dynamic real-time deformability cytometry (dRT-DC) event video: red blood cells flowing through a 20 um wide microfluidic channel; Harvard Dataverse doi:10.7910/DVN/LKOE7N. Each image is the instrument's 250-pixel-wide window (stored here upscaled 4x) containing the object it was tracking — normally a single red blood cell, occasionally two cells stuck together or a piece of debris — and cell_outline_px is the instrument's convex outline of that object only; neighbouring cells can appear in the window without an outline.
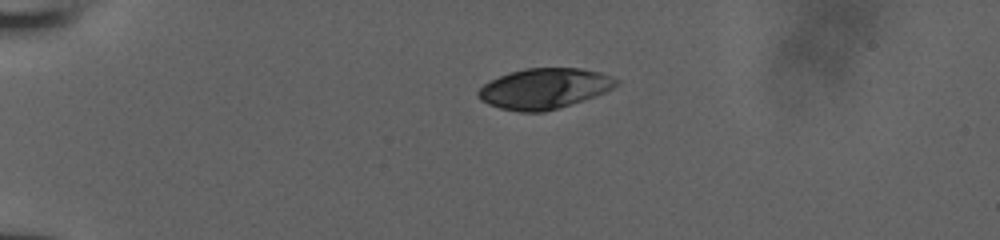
{"species": "human", "species_latin": "Homo sapiens", "temperature_condition": "room temperature", "stored_images_in_passage": 39, "camera_frame_rate_fps": 3000, "um_per_image_px": 0.085, "donor": {"sex": "male"}, "frame": {"image": 1, "passage_image": 1, "time_ms": 0.0, "image_size_px": [1000, 240], "cell_outline_px": [[620, 84], [604, 92], [560, 108], [544, 112], [520, 112], [500, 108], [488, 104], [480, 100], [476, 96], [476, 92], [484, 84], [500, 76], [524, 68], [580, 68], [600, 72], [620, 80]], "centroid_in_image_um": [46.26, 7.53], "position_along_channel_um": 38.7, "area_um2": 32.48}}
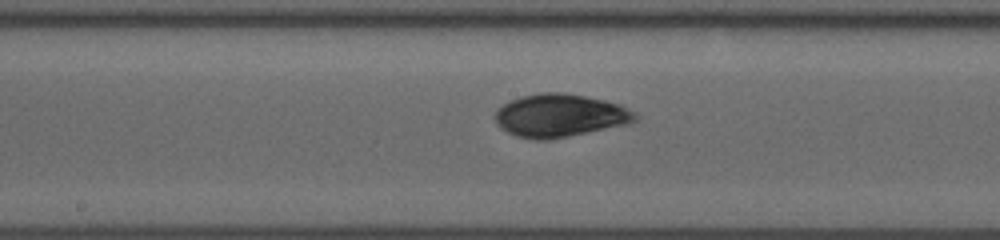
{"frame": {"image": 2, "passage_image": 17, "time_ms": 5.333, "image_size_px": [1000, 240], "cell_outline_px": [[640, 116], [636, 120], [628, 124], [548, 140], [536, 140], [516, 136], [500, 128], [496, 124], [496, 108], [520, 96], [540, 92], [564, 92], [604, 100], [620, 104], [636, 112]], "centroid_in_image_um": [47.6, 9.81], "position_along_channel_um": 200.6, "area_um2": 35.2}}
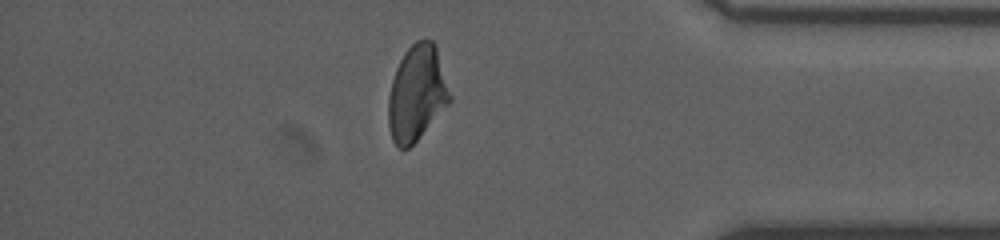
{"frame": {"image": 3, "passage_image": 33, "time_ms": 10.667, "image_size_px": [1000, 240], "cell_outline_px": [[452, 100], [416, 140], [408, 148], [400, 148], [392, 140], [388, 124], [388, 96], [392, 80], [396, 68], [404, 52], [416, 40], [432, 40], [436, 44], [452, 96]], "centroid_in_image_um": [35.44, 7.89], "position_along_channel_um": 399.8, "area_um2": 34.16}}